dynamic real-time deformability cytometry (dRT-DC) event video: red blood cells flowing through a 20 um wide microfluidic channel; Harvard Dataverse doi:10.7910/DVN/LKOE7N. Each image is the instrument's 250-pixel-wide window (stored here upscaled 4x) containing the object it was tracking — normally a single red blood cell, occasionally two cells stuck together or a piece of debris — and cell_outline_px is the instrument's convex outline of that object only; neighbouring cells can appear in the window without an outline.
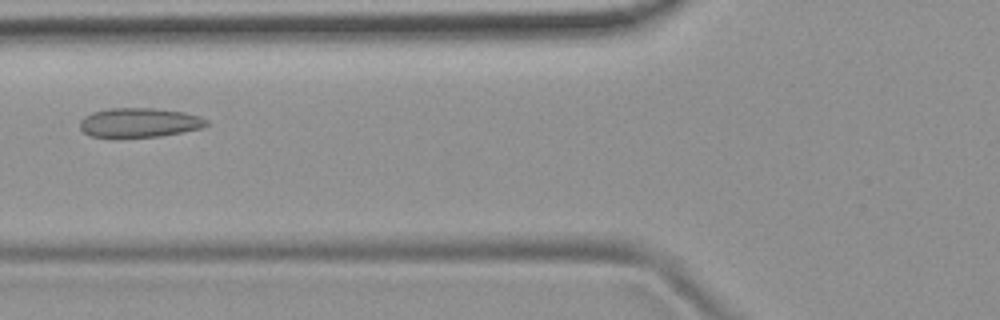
{"species": "common noctule bat (a hibernating species)", "species_latin": "Nyctalus noctula", "temperature_condition": "room temperature", "stored_images_in_passage": 6, "camera_frame_rate_fps": 3000, "um_per_image_px": 0.085, "animal": {"sex": "female", "body_mass_g": 19.9}, "frame": {"image": 1, "passage_image": 5, "time_ms": 1.333, "image_size_px": [1000, 320], "cell_outline_px": [[208, 124], [200, 128], [160, 136], [112, 140], [88, 136], [80, 128], [80, 120], [84, 116], [92, 112], [108, 108], [156, 108], [184, 112], [200, 116], [208, 120]], "centroid_in_image_um": [11.76, 10.45], "position_along_channel_um": 114.0, "area_um2": 22.43}}
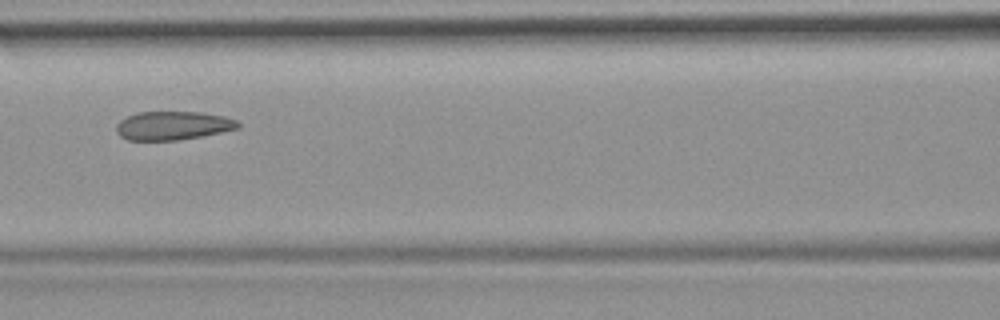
{"frame": {"image": 2, "passage_image": 6, "time_ms": 1.667, "image_size_px": [1000, 320], "cell_outline_px": [[240, 128], [200, 136], [176, 140], [128, 140], [120, 136], [116, 132], [116, 124], [120, 120], [136, 112], [204, 112], [224, 116], [236, 120], [240, 124]], "centroid_in_image_um": [14.68, 10.67], "position_along_channel_um": 151.9, "area_um2": 20.29}}